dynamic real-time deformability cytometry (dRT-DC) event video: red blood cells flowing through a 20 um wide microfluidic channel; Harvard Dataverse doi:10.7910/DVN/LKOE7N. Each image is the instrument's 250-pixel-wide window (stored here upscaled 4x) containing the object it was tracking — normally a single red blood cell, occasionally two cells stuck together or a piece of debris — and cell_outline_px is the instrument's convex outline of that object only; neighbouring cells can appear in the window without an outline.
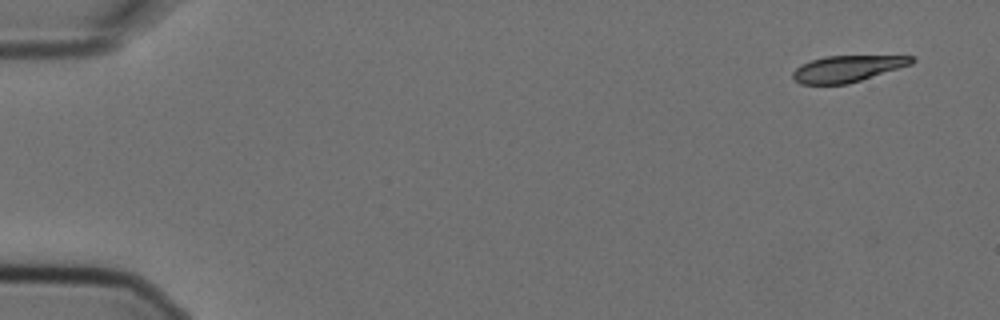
{"species": "Egyptian fruit bat (a non-hibernating species)", "species_latin": "Rousettus aegyptiacus", "temperature_condition": "cold", "stored_images_in_passage": 3, "camera_frame_rate_fps": 3000, "um_per_image_px": 0.085, "animal": {"sex": "female"}, "frame": {"image": 1, "passage_image": 1, "time_ms": 0.0, "image_size_px": [1000, 320], "cell_outline_px": [[916, 60], [912, 64], [848, 84], [800, 84], [792, 76], [792, 72], [800, 64], [824, 56], [916, 56]], "centroid_in_image_um": [72.02, 5.83], "position_along_channel_um": 13.0, "area_um2": 18.21}}